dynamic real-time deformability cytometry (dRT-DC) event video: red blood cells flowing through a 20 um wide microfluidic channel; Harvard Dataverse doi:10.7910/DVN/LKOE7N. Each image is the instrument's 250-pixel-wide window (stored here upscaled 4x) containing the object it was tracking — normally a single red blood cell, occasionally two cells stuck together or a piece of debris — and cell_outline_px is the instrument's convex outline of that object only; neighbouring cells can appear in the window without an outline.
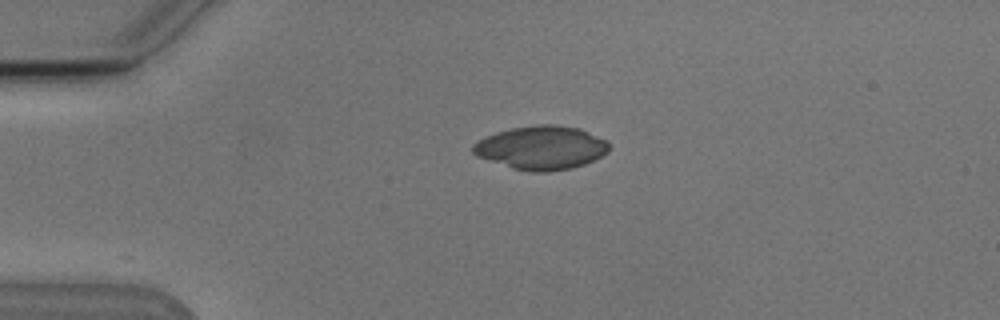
{"species": "Egyptian fruit bat (a non-hibernating species)", "species_latin": "Rousettus aegyptiacus", "temperature_condition": "cold", "stored_images_in_passage": 4, "camera_frame_rate_fps": 3000, "um_per_image_px": 0.085, "animal": {"sex": "male"}, "frame": {"image": 1, "passage_image": 1, "time_ms": 0.0, "image_size_px": [1000, 320], "cell_outline_px": [[608, 152], [584, 164], [572, 168], [548, 172], [532, 172], [512, 168], [476, 156], [472, 152], [472, 144], [476, 140], [484, 136], [496, 132], [512, 128], [536, 124], [556, 124], [580, 128], [608, 140]], "centroid_in_image_um": [45.98, 12.54], "position_along_channel_um": 39.0, "area_um2": 34.85}}